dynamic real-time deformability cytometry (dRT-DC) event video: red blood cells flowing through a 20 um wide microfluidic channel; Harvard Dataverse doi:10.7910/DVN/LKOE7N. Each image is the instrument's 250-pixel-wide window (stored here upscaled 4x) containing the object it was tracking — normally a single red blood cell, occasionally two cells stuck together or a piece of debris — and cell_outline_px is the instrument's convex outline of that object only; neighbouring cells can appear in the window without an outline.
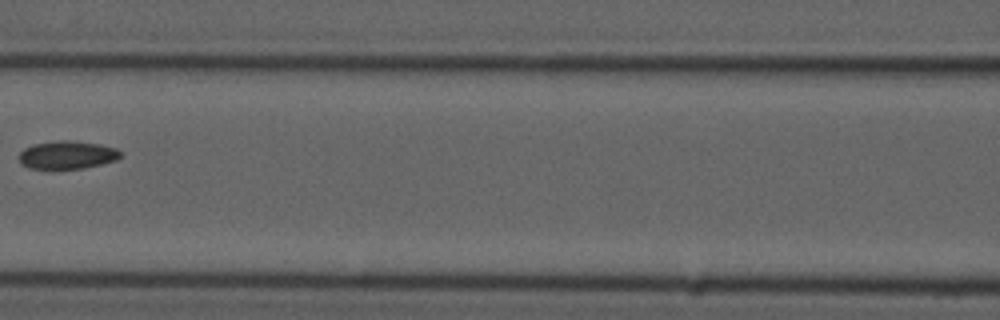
{"species": "common noctule bat (a hibernating species)", "species_latin": "Nyctalus noctula", "temperature_condition": "cold", "stored_images_in_passage": 4, "camera_frame_rate_fps": 3000, "um_per_image_px": 0.085, "animal": {"sex": "male", "forearm_length_mm": 52.5}, "frame": {"image": 1, "passage_image": 4, "time_ms": 4.333, "image_size_px": [1000, 320], "cell_outline_px": [[120, 156], [116, 160], [84, 168], [28, 168], [20, 164], [20, 152], [24, 148], [32, 144], [60, 140], [68, 140], [100, 144], [116, 148], [120, 152]], "centroid_in_image_um": [5.69, 13.16], "position_along_channel_um": 160.9, "area_um2": 16.42}}